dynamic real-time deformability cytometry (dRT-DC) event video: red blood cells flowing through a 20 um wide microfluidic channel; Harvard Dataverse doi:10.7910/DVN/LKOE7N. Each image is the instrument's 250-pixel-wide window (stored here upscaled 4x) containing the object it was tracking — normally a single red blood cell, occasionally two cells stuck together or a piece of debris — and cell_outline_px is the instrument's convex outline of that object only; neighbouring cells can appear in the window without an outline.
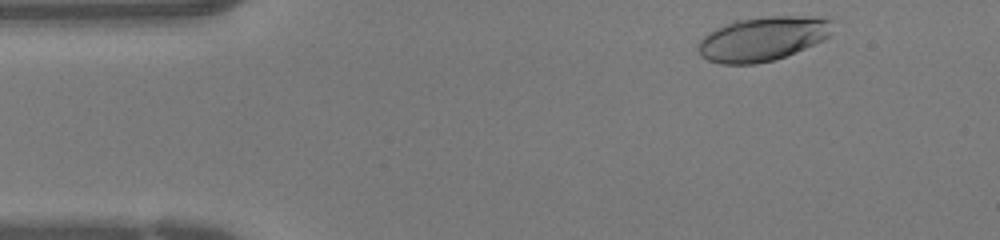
{"species": "human", "species_latin": "Homo sapiens", "temperature_condition": "warm", "stored_images_in_passage": 41, "camera_frame_rate_fps": 3000, "um_per_image_px": 0.085, "donor": {"sex": "female"}, "frame": {"image": 1, "passage_image": 2, "time_ms": 0.333, "image_size_px": [1000, 240], "cell_outline_px": [[832, 32], [824, 40], [784, 56], [772, 60], [756, 64], [720, 64], [708, 60], [700, 56], [696, 48], [700, 40], [708, 32], [732, 20], [768, 16], [816, 16], [832, 20]], "centroid_in_image_um": [64.79, 3.28], "position_along_channel_um": 20.2, "area_um2": 34.85}}
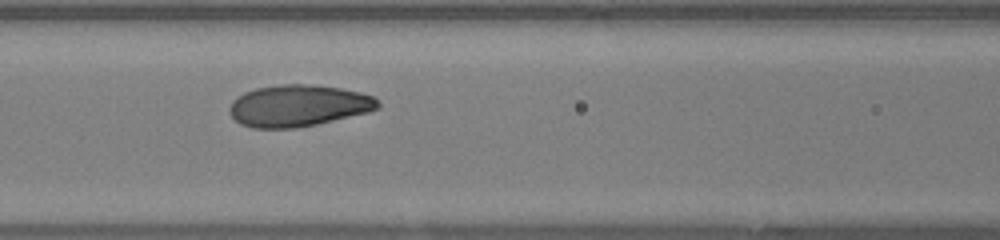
{"frame": {"image": 2, "passage_image": 15, "time_ms": 4.667, "image_size_px": [1000, 240], "cell_outline_px": [[380, 108], [368, 112], [316, 124], [292, 128], [252, 128], [240, 124], [232, 116], [228, 108], [232, 100], [244, 92], [256, 88], [280, 84], [312, 84], [340, 88], [360, 92], [372, 96], [380, 104]], "centroid_in_image_um": [25.33, 8.98], "position_along_channel_um": 141.3, "area_um2": 36.01}}
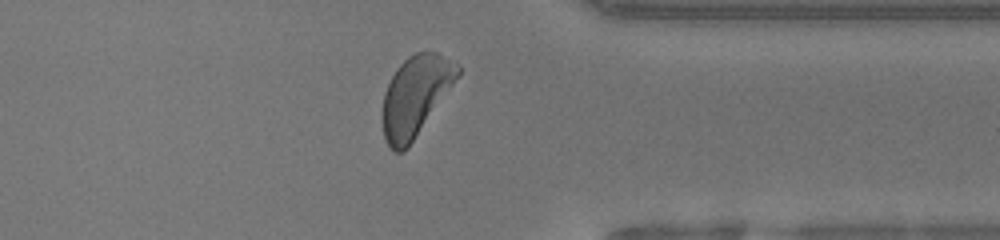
{"frame": {"image": 3, "passage_image": 31, "time_ms": 10.0, "image_size_px": [1000, 240], "cell_outline_px": [[460, 76], [408, 148], [404, 152], [396, 152], [388, 144], [384, 136], [380, 116], [384, 92], [396, 68], [408, 56], [416, 52], [436, 52], [456, 64], [460, 68]], "centroid_in_image_um": [35.29, 8.18], "position_along_channel_um": 376.1, "area_um2": 35.2}}